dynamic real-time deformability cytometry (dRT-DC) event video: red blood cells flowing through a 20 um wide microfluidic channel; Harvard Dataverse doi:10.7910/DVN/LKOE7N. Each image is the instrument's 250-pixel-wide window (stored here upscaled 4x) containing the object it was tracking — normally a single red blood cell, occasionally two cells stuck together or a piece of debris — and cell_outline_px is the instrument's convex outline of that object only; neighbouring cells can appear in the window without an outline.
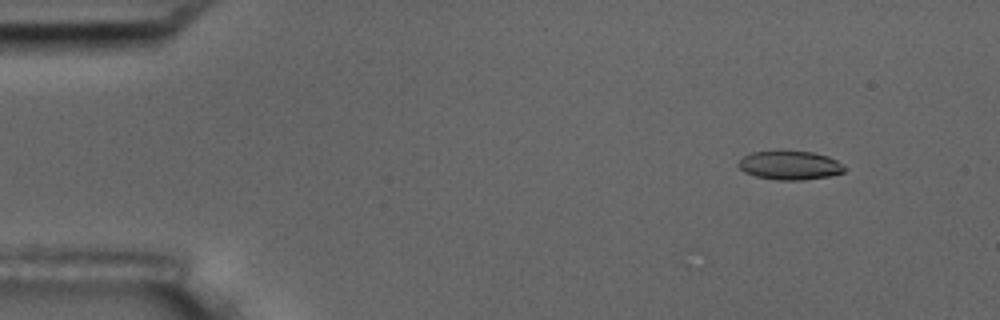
{"species": "common noctule bat (a hibernating species)", "species_latin": "Nyctalus noctula", "temperature_condition": "room temperature", "stored_images_in_passage": 5, "camera_frame_rate_fps": 3000, "um_per_image_px": 0.085, "animal": {"sex": "male", "body_mass_g": 17.5, "forearm_length_mm": 52.3}, "frame": {"image": 1, "passage_image": 2, "time_ms": 1.333, "image_size_px": [1000, 320], "cell_outline_px": [[848, 168], [844, 172], [828, 176], [800, 180], [776, 180], [756, 176], [744, 172], [736, 164], [744, 156], [752, 152], [780, 148], [812, 152], [828, 156], [836, 160]], "centroid_in_image_um": [67.12, 14.01], "position_along_channel_um": 17.9, "area_um2": 18.44}}
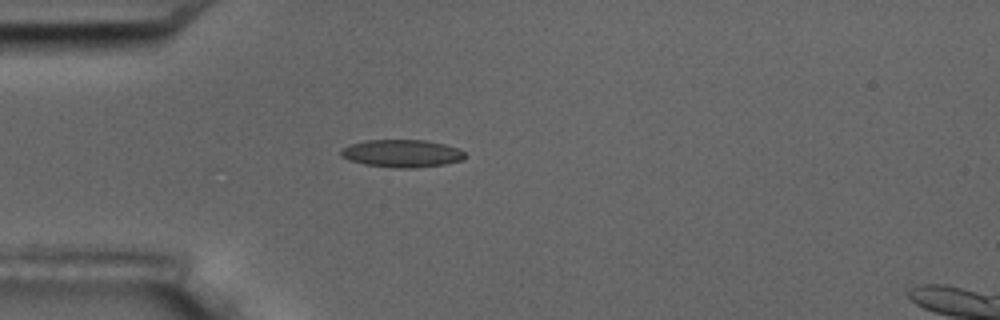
{"frame": {"image": 2, "passage_image": 5, "time_ms": 4.667, "image_size_px": [1000, 320], "cell_outline_px": [[464, 160], [444, 164], [412, 168], [396, 168], [364, 164], [348, 160], [340, 156], [340, 148], [348, 144], [364, 140], [424, 140], [444, 144], [460, 148], [464, 152]], "centroid_in_image_um": [34.11, 13.03], "position_along_channel_um": 50.9, "area_um2": 20.17}}